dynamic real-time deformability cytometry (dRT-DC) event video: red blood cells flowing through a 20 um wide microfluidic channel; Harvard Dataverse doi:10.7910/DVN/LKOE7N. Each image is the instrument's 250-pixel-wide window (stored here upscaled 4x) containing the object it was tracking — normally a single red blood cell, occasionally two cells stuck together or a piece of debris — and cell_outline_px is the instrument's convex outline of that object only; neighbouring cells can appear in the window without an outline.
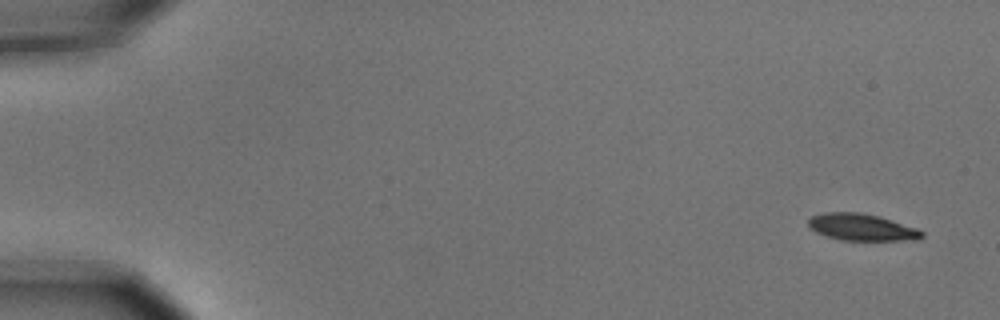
{"species": "common noctule bat (a hibernating species)", "species_latin": "Nyctalus noctula", "temperature_condition": "cold", "stored_images_in_passage": 5, "camera_frame_rate_fps": 3000, "um_per_image_px": 0.085, "animal": {"sex": "male", "body_mass_g": 15.6}, "frame": {"image": 1, "passage_image": 1, "time_ms": 0.0, "image_size_px": [1000, 320], "cell_outline_px": [[924, 236], [916, 240], [840, 240], [824, 236], [808, 228], [808, 220], [812, 216], [824, 212], [860, 212], [880, 216], [916, 228], [924, 232]], "centroid_in_image_um": [73.22, 19.31], "position_along_channel_um": 11.8, "area_um2": 17.92}}
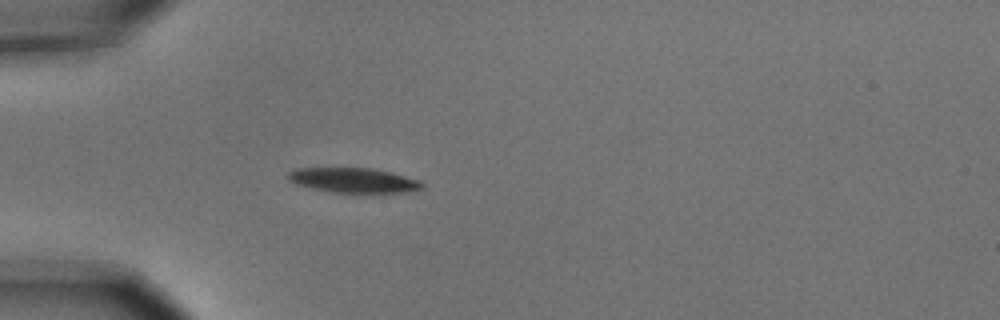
{"frame": {"image": 2, "passage_image": 5, "time_ms": 1.333, "image_size_px": [1000, 320], "cell_outline_px": [[424, 188], [404, 192], [372, 196], [336, 192], [312, 188], [296, 184], [288, 180], [288, 172], [296, 168], [372, 168], [392, 172], [420, 180], [424, 184]], "centroid_in_image_um": [30.14, 15.36], "position_along_channel_um": 54.9, "area_um2": 20.23}}